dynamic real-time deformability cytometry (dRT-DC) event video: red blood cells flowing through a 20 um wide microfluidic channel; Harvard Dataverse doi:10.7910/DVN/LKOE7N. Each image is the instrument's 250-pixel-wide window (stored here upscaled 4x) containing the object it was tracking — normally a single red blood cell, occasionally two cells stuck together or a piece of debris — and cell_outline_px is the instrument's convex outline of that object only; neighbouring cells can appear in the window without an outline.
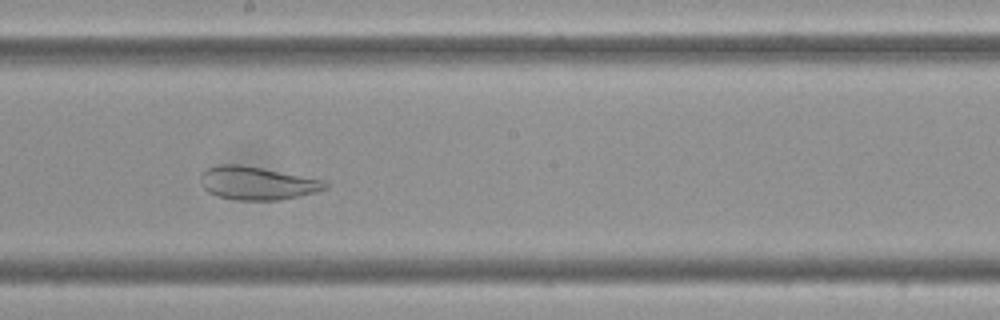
{"species": "Egyptian fruit bat (a non-hibernating species)", "species_latin": "Rousettus aegyptiacus", "temperature_condition": "cold", "stored_images_in_passage": 47, "camera_frame_rate_fps": 3000, "um_per_image_px": 0.085, "frame": {"image": 1, "passage_image": 22, "time_ms": 7.0, "image_size_px": [1000, 320], "cell_outline_px": [[328, 188], [316, 192], [300, 196], [280, 200], [236, 200], [216, 196], [208, 192], [200, 184], [200, 172], [216, 164], [240, 164], [324, 180], [328, 184]], "centroid_in_image_um": [21.81, 15.57], "position_along_channel_um": 226.4, "area_um2": 24.28}}
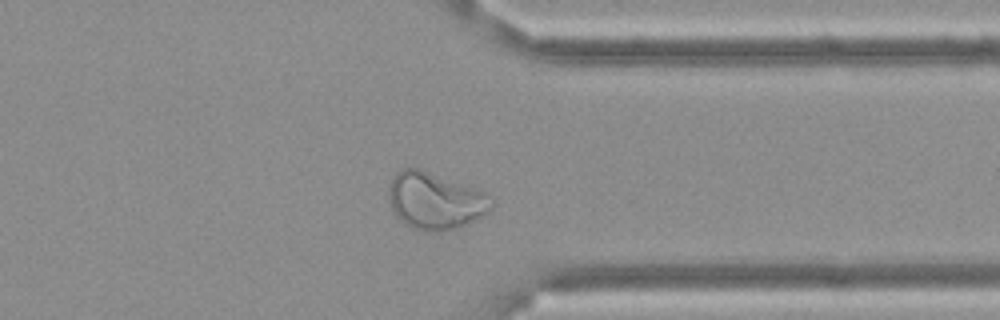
{"frame": {"image": 2, "passage_image": 35, "time_ms": 11.333, "image_size_px": [1000, 320], "cell_outline_px": [[492, 208], [488, 212], [456, 228], [436, 232], [424, 232], [412, 228], [404, 224], [396, 216], [392, 208], [388, 196], [388, 188], [396, 172], [400, 168], [420, 168], [488, 192], [492, 204]], "centroid_in_image_um": [36.96, 17.06], "position_along_channel_um": 374.4, "area_um2": 34.22}}
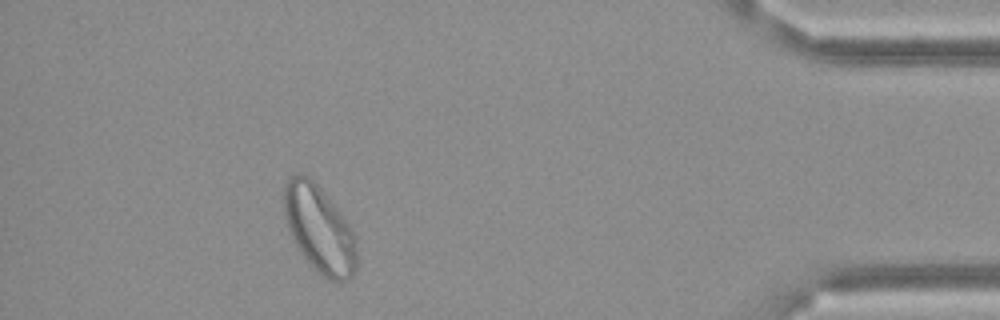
{"frame": {"image": 3, "passage_image": 42, "time_ms": 13.667, "image_size_px": [1000, 320], "cell_outline_px": [[356, 268], [352, 276], [348, 280], [340, 284], [328, 280], [300, 252], [292, 240], [288, 228], [284, 212], [284, 184], [296, 172], [300, 172], [308, 176], [316, 184], [352, 228], [356, 236]], "centroid_in_image_um": [27.15, 19.5], "position_along_channel_um": 408.1, "area_um2": 36.65}}